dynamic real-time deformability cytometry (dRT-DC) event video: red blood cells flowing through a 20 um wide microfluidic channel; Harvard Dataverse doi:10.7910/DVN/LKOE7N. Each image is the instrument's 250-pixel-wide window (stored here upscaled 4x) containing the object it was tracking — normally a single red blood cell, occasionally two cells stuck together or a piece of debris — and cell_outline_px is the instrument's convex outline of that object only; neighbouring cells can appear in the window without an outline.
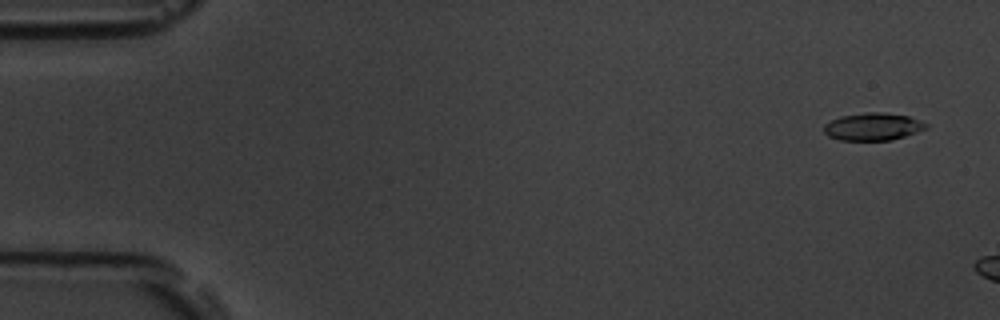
{"species": "common noctule bat (a hibernating species)", "species_latin": "Nyctalus noctula", "temperature_condition": "room temperature", "stored_images_in_passage": 8, "camera_frame_rate_fps": 3000, "um_per_image_px": 0.085, "animal": {"sex": "male", "body_mass_g": 19.5, "forearm_length_mm": 54.6}, "frame": {"image": 1, "passage_image": 3, "time_ms": 0.667, "image_size_px": [1000, 320], "cell_outline_px": [[928, 128], [892, 140], [840, 140], [828, 136], [824, 132], [824, 124], [840, 116], [864, 112], [884, 112], [908, 116], [920, 120], [928, 124]], "centroid_in_image_um": [74.2, 10.76], "position_along_channel_um": 10.8, "area_um2": 16.42}}